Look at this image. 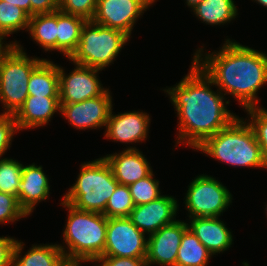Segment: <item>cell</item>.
<instances>
[{
  "label": "cell",
  "instance_id": "obj_1",
  "mask_svg": "<svg viewBox=\"0 0 267 266\" xmlns=\"http://www.w3.org/2000/svg\"><path fill=\"white\" fill-rule=\"evenodd\" d=\"M191 61L187 75L163 91L169 97L178 117V133L174 146L186 144L189 148L196 149L238 116L227 108L230 99L227 100L218 88L216 91L212 90L216 85Z\"/></svg>",
  "mask_w": 267,
  "mask_h": 266
},
{
  "label": "cell",
  "instance_id": "obj_2",
  "mask_svg": "<svg viewBox=\"0 0 267 266\" xmlns=\"http://www.w3.org/2000/svg\"><path fill=\"white\" fill-rule=\"evenodd\" d=\"M198 47L192 60L223 95H231L243 110L258 107V91L267 83V54L226 38L220 49Z\"/></svg>",
  "mask_w": 267,
  "mask_h": 266
},
{
  "label": "cell",
  "instance_id": "obj_3",
  "mask_svg": "<svg viewBox=\"0 0 267 266\" xmlns=\"http://www.w3.org/2000/svg\"><path fill=\"white\" fill-rule=\"evenodd\" d=\"M196 150L230 167L267 169L255 133L243 117H236L227 127L207 138L194 151Z\"/></svg>",
  "mask_w": 267,
  "mask_h": 266
},
{
  "label": "cell",
  "instance_id": "obj_4",
  "mask_svg": "<svg viewBox=\"0 0 267 266\" xmlns=\"http://www.w3.org/2000/svg\"><path fill=\"white\" fill-rule=\"evenodd\" d=\"M60 205L68 210V214L63 236H61L63 243L57 245L67 260L93 263L103 256L107 217L103 213L79 210L62 199Z\"/></svg>",
  "mask_w": 267,
  "mask_h": 266
},
{
  "label": "cell",
  "instance_id": "obj_5",
  "mask_svg": "<svg viewBox=\"0 0 267 266\" xmlns=\"http://www.w3.org/2000/svg\"><path fill=\"white\" fill-rule=\"evenodd\" d=\"M79 167L77 180L62 200L79 210L103 213L119 182L102 156Z\"/></svg>",
  "mask_w": 267,
  "mask_h": 266
},
{
  "label": "cell",
  "instance_id": "obj_6",
  "mask_svg": "<svg viewBox=\"0 0 267 266\" xmlns=\"http://www.w3.org/2000/svg\"><path fill=\"white\" fill-rule=\"evenodd\" d=\"M9 42L10 46L0 57V104L1 114L15 115L29 96L32 71L47 58L31 57L17 40Z\"/></svg>",
  "mask_w": 267,
  "mask_h": 266
},
{
  "label": "cell",
  "instance_id": "obj_7",
  "mask_svg": "<svg viewBox=\"0 0 267 266\" xmlns=\"http://www.w3.org/2000/svg\"><path fill=\"white\" fill-rule=\"evenodd\" d=\"M129 40L130 37L121 30L87 20L81 30L78 47L68 60L70 63L104 70L114 64Z\"/></svg>",
  "mask_w": 267,
  "mask_h": 266
},
{
  "label": "cell",
  "instance_id": "obj_8",
  "mask_svg": "<svg viewBox=\"0 0 267 266\" xmlns=\"http://www.w3.org/2000/svg\"><path fill=\"white\" fill-rule=\"evenodd\" d=\"M184 196L188 218L220 217L232 205L233 195L221 181L206 174L197 175Z\"/></svg>",
  "mask_w": 267,
  "mask_h": 266
},
{
  "label": "cell",
  "instance_id": "obj_9",
  "mask_svg": "<svg viewBox=\"0 0 267 266\" xmlns=\"http://www.w3.org/2000/svg\"><path fill=\"white\" fill-rule=\"evenodd\" d=\"M147 238L128 217L107 218L103 256L146 258Z\"/></svg>",
  "mask_w": 267,
  "mask_h": 266
},
{
  "label": "cell",
  "instance_id": "obj_10",
  "mask_svg": "<svg viewBox=\"0 0 267 266\" xmlns=\"http://www.w3.org/2000/svg\"><path fill=\"white\" fill-rule=\"evenodd\" d=\"M75 68L68 74L58 65L60 103H77L102 95L108 88L103 87L99 78L102 70L72 63Z\"/></svg>",
  "mask_w": 267,
  "mask_h": 266
},
{
  "label": "cell",
  "instance_id": "obj_11",
  "mask_svg": "<svg viewBox=\"0 0 267 266\" xmlns=\"http://www.w3.org/2000/svg\"><path fill=\"white\" fill-rule=\"evenodd\" d=\"M156 0H97L95 23L123 31L130 38L133 28Z\"/></svg>",
  "mask_w": 267,
  "mask_h": 266
},
{
  "label": "cell",
  "instance_id": "obj_12",
  "mask_svg": "<svg viewBox=\"0 0 267 266\" xmlns=\"http://www.w3.org/2000/svg\"><path fill=\"white\" fill-rule=\"evenodd\" d=\"M108 89L100 96L77 103H60V114L75 130H95L106 127L113 107L112 92Z\"/></svg>",
  "mask_w": 267,
  "mask_h": 266
},
{
  "label": "cell",
  "instance_id": "obj_13",
  "mask_svg": "<svg viewBox=\"0 0 267 266\" xmlns=\"http://www.w3.org/2000/svg\"><path fill=\"white\" fill-rule=\"evenodd\" d=\"M151 116L142 110L114 114L113 107L106 123L104 138L122 144H137L148 138Z\"/></svg>",
  "mask_w": 267,
  "mask_h": 266
},
{
  "label": "cell",
  "instance_id": "obj_14",
  "mask_svg": "<svg viewBox=\"0 0 267 266\" xmlns=\"http://www.w3.org/2000/svg\"><path fill=\"white\" fill-rule=\"evenodd\" d=\"M188 221L176 220L161 227L147 238V266H175L183 233L188 229Z\"/></svg>",
  "mask_w": 267,
  "mask_h": 266
},
{
  "label": "cell",
  "instance_id": "obj_15",
  "mask_svg": "<svg viewBox=\"0 0 267 266\" xmlns=\"http://www.w3.org/2000/svg\"><path fill=\"white\" fill-rule=\"evenodd\" d=\"M178 201L174 196L163 194L157 200L135 206L128 218L148 237L176 221Z\"/></svg>",
  "mask_w": 267,
  "mask_h": 266
},
{
  "label": "cell",
  "instance_id": "obj_16",
  "mask_svg": "<svg viewBox=\"0 0 267 266\" xmlns=\"http://www.w3.org/2000/svg\"><path fill=\"white\" fill-rule=\"evenodd\" d=\"M103 157L109 164L115 179L121 185L129 186L153 172L149 160L135 146H128L121 152L107 154Z\"/></svg>",
  "mask_w": 267,
  "mask_h": 266
},
{
  "label": "cell",
  "instance_id": "obj_17",
  "mask_svg": "<svg viewBox=\"0 0 267 266\" xmlns=\"http://www.w3.org/2000/svg\"><path fill=\"white\" fill-rule=\"evenodd\" d=\"M49 177L41 165L35 162L24 165L21 174V184L18 192V204L27 216L36 209V205L49 198Z\"/></svg>",
  "mask_w": 267,
  "mask_h": 266
},
{
  "label": "cell",
  "instance_id": "obj_18",
  "mask_svg": "<svg viewBox=\"0 0 267 266\" xmlns=\"http://www.w3.org/2000/svg\"><path fill=\"white\" fill-rule=\"evenodd\" d=\"M187 220L188 228L213 256L232 247L234 237L224 220L219 217H195Z\"/></svg>",
  "mask_w": 267,
  "mask_h": 266
},
{
  "label": "cell",
  "instance_id": "obj_19",
  "mask_svg": "<svg viewBox=\"0 0 267 266\" xmlns=\"http://www.w3.org/2000/svg\"><path fill=\"white\" fill-rule=\"evenodd\" d=\"M59 97L29 95L23 106L14 115L18 130L45 127L51 122L55 112L60 114Z\"/></svg>",
  "mask_w": 267,
  "mask_h": 266
},
{
  "label": "cell",
  "instance_id": "obj_20",
  "mask_svg": "<svg viewBox=\"0 0 267 266\" xmlns=\"http://www.w3.org/2000/svg\"><path fill=\"white\" fill-rule=\"evenodd\" d=\"M24 245L23 241H16L13 266H62L67 260L57 243L32 244L29 250L23 253Z\"/></svg>",
  "mask_w": 267,
  "mask_h": 266
},
{
  "label": "cell",
  "instance_id": "obj_21",
  "mask_svg": "<svg viewBox=\"0 0 267 266\" xmlns=\"http://www.w3.org/2000/svg\"><path fill=\"white\" fill-rule=\"evenodd\" d=\"M86 20L57 10L56 50L67 59L78 47L81 30Z\"/></svg>",
  "mask_w": 267,
  "mask_h": 266
},
{
  "label": "cell",
  "instance_id": "obj_22",
  "mask_svg": "<svg viewBox=\"0 0 267 266\" xmlns=\"http://www.w3.org/2000/svg\"><path fill=\"white\" fill-rule=\"evenodd\" d=\"M28 95L59 97L58 64L44 59L31 73Z\"/></svg>",
  "mask_w": 267,
  "mask_h": 266
},
{
  "label": "cell",
  "instance_id": "obj_23",
  "mask_svg": "<svg viewBox=\"0 0 267 266\" xmlns=\"http://www.w3.org/2000/svg\"><path fill=\"white\" fill-rule=\"evenodd\" d=\"M191 11L198 20L212 27L227 25L238 17L235 0H203Z\"/></svg>",
  "mask_w": 267,
  "mask_h": 266
},
{
  "label": "cell",
  "instance_id": "obj_24",
  "mask_svg": "<svg viewBox=\"0 0 267 266\" xmlns=\"http://www.w3.org/2000/svg\"><path fill=\"white\" fill-rule=\"evenodd\" d=\"M27 32L45 52L56 51L57 11L31 16Z\"/></svg>",
  "mask_w": 267,
  "mask_h": 266
},
{
  "label": "cell",
  "instance_id": "obj_25",
  "mask_svg": "<svg viewBox=\"0 0 267 266\" xmlns=\"http://www.w3.org/2000/svg\"><path fill=\"white\" fill-rule=\"evenodd\" d=\"M212 256L188 228L181 238L175 266H207Z\"/></svg>",
  "mask_w": 267,
  "mask_h": 266
},
{
  "label": "cell",
  "instance_id": "obj_26",
  "mask_svg": "<svg viewBox=\"0 0 267 266\" xmlns=\"http://www.w3.org/2000/svg\"><path fill=\"white\" fill-rule=\"evenodd\" d=\"M30 16L20 7L0 0V38H6L20 30L27 31Z\"/></svg>",
  "mask_w": 267,
  "mask_h": 266
},
{
  "label": "cell",
  "instance_id": "obj_27",
  "mask_svg": "<svg viewBox=\"0 0 267 266\" xmlns=\"http://www.w3.org/2000/svg\"><path fill=\"white\" fill-rule=\"evenodd\" d=\"M23 163L14 158L0 159V192L18 198Z\"/></svg>",
  "mask_w": 267,
  "mask_h": 266
},
{
  "label": "cell",
  "instance_id": "obj_28",
  "mask_svg": "<svg viewBox=\"0 0 267 266\" xmlns=\"http://www.w3.org/2000/svg\"><path fill=\"white\" fill-rule=\"evenodd\" d=\"M135 207L129 187L118 184L114 193L108 200L103 214L107 218L128 217Z\"/></svg>",
  "mask_w": 267,
  "mask_h": 266
},
{
  "label": "cell",
  "instance_id": "obj_29",
  "mask_svg": "<svg viewBox=\"0 0 267 266\" xmlns=\"http://www.w3.org/2000/svg\"><path fill=\"white\" fill-rule=\"evenodd\" d=\"M159 183L160 181L155 179L152 172L149 176L129 185L128 187L135 206L149 203L162 196L163 193L160 190Z\"/></svg>",
  "mask_w": 267,
  "mask_h": 266
},
{
  "label": "cell",
  "instance_id": "obj_30",
  "mask_svg": "<svg viewBox=\"0 0 267 266\" xmlns=\"http://www.w3.org/2000/svg\"><path fill=\"white\" fill-rule=\"evenodd\" d=\"M246 121L253 129L256 140L261 147L262 155L267 166V109L263 106L251 107L244 110ZM250 118V119H249Z\"/></svg>",
  "mask_w": 267,
  "mask_h": 266
},
{
  "label": "cell",
  "instance_id": "obj_31",
  "mask_svg": "<svg viewBox=\"0 0 267 266\" xmlns=\"http://www.w3.org/2000/svg\"><path fill=\"white\" fill-rule=\"evenodd\" d=\"M97 0H59L58 10L63 13L92 20L95 16Z\"/></svg>",
  "mask_w": 267,
  "mask_h": 266
},
{
  "label": "cell",
  "instance_id": "obj_32",
  "mask_svg": "<svg viewBox=\"0 0 267 266\" xmlns=\"http://www.w3.org/2000/svg\"><path fill=\"white\" fill-rule=\"evenodd\" d=\"M26 217L15 196L0 192V224L16 223Z\"/></svg>",
  "mask_w": 267,
  "mask_h": 266
},
{
  "label": "cell",
  "instance_id": "obj_33",
  "mask_svg": "<svg viewBox=\"0 0 267 266\" xmlns=\"http://www.w3.org/2000/svg\"><path fill=\"white\" fill-rule=\"evenodd\" d=\"M18 127L14 115L0 113V159L10 150L13 136L18 133Z\"/></svg>",
  "mask_w": 267,
  "mask_h": 266
},
{
  "label": "cell",
  "instance_id": "obj_34",
  "mask_svg": "<svg viewBox=\"0 0 267 266\" xmlns=\"http://www.w3.org/2000/svg\"><path fill=\"white\" fill-rule=\"evenodd\" d=\"M146 258H128L114 256H100L93 264L96 266H147Z\"/></svg>",
  "mask_w": 267,
  "mask_h": 266
},
{
  "label": "cell",
  "instance_id": "obj_35",
  "mask_svg": "<svg viewBox=\"0 0 267 266\" xmlns=\"http://www.w3.org/2000/svg\"><path fill=\"white\" fill-rule=\"evenodd\" d=\"M17 239L0 236V266H13V251Z\"/></svg>",
  "mask_w": 267,
  "mask_h": 266
},
{
  "label": "cell",
  "instance_id": "obj_36",
  "mask_svg": "<svg viewBox=\"0 0 267 266\" xmlns=\"http://www.w3.org/2000/svg\"><path fill=\"white\" fill-rule=\"evenodd\" d=\"M31 16L52 13L58 10L59 0H30Z\"/></svg>",
  "mask_w": 267,
  "mask_h": 266
},
{
  "label": "cell",
  "instance_id": "obj_37",
  "mask_svg": "<svg viewBox=\"0 0 267 266\" xmlns=\"http://www.w3.org/2000/svg\"><path fill=\"white\" fill-rule=\"evenodd\" d=\"M8 3H12L14 6H18L23 9L31 17V3L30 0H1Z\"/></svg>",
  "mask_w": 267,
  "mask_h": 266
},
{
  "label": "cell",
  "instance_id": "obj_38",
  "mask_svg": "<svg viewBox=\"0 0 267 266\" xmlns=\"http://www.w3.org/2000/svg\"><path fill=\"white\" fill-rule=\"evenodd\" d=\"M82 263H91L88 261H76V260H66L62 266H82Z\"/></svg>",
  "mask_w": 267,
  "mask_h": 266
},
{
  "label": "cell",
  "instance_id": "obj_39",
  "mask_svg": "<svg viewBox=\"0 0 267 266\" xmlns=\"http://www.w3.org/2000/svg\"><path fill=\"white\" fill-rule=\"evenodd\" d=\"M7 42L8 41H5L2 38H0V57L7 50V48L10 46V43L9 42L7 43Z\"/></svg>",
  "mask_w": 267,
  "mask_h": 266
},
{
  "label": "cell",
  "instance_id": "obj_40",
  "mask_svg": "<svg viewBox=\"0 0 267 266\" xmlns=\"http://www.w3.org/2000/svg\"><path fill=\"white\" fill-rule=\"evenodd\" d=\"M185 4L188 6V8H191V10L197 6L199 3H201L203 0H185Z\"/></svg>",
  "mask_w": 267,
  "mask_h": 266
},
{
  "label": "cell",
  "instance_id": "obj_41",
  "mask_svg": "<svg viewBox=\"0 0 267 266\" xmlns=\"http://www.w3.org/2000/svg\"><path fill=\"white\" fill-rule=\"evenodd\" d=\"M251 1H254L256 2L257 4L267 8V0H251Z\"/></svg>",
  "mask_w": 267,
  "mask_h": 266
}]
</instances>
